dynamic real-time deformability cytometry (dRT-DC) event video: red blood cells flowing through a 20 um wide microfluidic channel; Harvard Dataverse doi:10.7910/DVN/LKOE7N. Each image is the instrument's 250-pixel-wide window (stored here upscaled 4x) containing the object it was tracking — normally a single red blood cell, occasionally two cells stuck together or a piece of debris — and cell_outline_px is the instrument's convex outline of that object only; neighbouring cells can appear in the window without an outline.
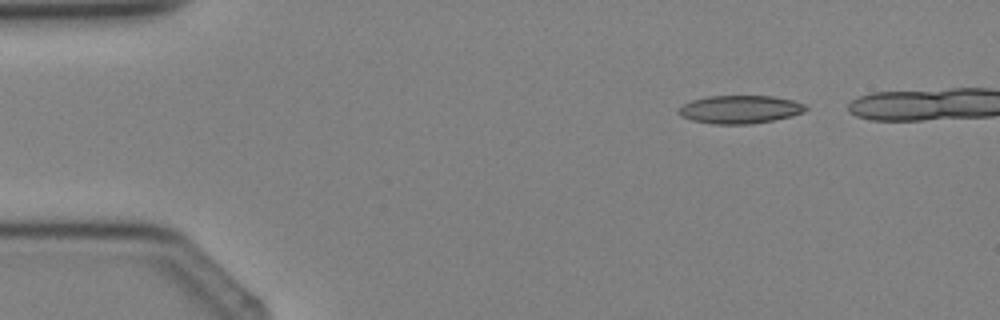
{"species": "Egyptian fruit bat (a non-hibernating species)", "species_latin": "Rousettus aegyptiacus", "temperature_condition": "cold", "stored_images_in_passage": 2, "camera_frame_rate_fps": 3000, "um_per_image_px": 0.085, "animal": {"sex": "female"}, "frame": {"image": 1, "passage_image": 2, "time_ms": 1.0, "image_size_px": [1000, 320], "cell_outline_px": [[808, 108], [804, 112], [792, 116], [752, 124], [712, 124], [692, 120], [680, 116], [676, 112], [684, 104], [692, 100], [708, 96], [772, 96], [792, 100], [804, 104]], "centroid_in_image_um": [62.89, 9.3], "position_along_channel_um": 22.1, "area_um2": 20.81}}